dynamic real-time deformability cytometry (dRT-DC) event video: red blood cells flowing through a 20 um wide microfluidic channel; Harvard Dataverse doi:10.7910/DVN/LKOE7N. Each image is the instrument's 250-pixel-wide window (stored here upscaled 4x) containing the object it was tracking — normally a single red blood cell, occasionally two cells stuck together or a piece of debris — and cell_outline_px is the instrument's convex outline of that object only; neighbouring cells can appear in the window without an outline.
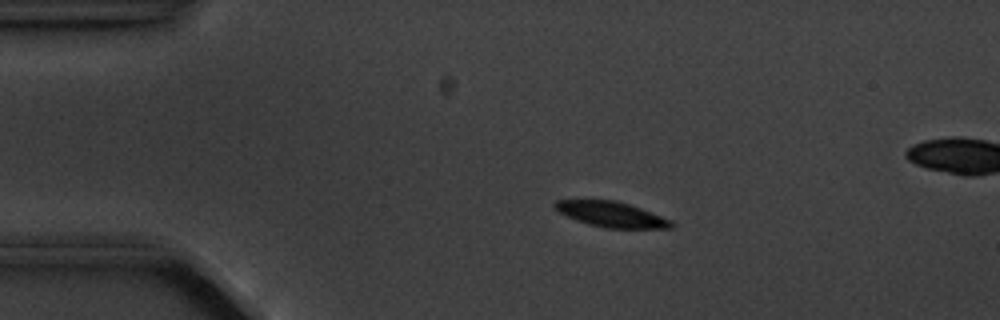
{"species": "common noctule bat (a hibernating species)", "species_latin": "Nyctalus noctula", "temperature_condition": "cold", "stored_images_in_passage": 6, "camera_frame_rate_fps": 3000, "um_per_image_px": 0.085, "animal": {"sex": "male", "body_mass_g": 20.1, "forearm_length_mm": 53.5}, "frame": {"image": 1, "passage_image": 4, "time_ms": 3.333, "image_size_px": [1000, 320], "cell_outline_px": [[676, 224], [672, 228], [604, 228], [588, 224], [576, 220], [560, 212], [552, 204], [556, 200], [616, 200], [640, 208], [672, 220]], "centroid_in_image_um": [51.99, 18.23], "position_along_channel_um": 33.0, "area_um2": 17.11}}